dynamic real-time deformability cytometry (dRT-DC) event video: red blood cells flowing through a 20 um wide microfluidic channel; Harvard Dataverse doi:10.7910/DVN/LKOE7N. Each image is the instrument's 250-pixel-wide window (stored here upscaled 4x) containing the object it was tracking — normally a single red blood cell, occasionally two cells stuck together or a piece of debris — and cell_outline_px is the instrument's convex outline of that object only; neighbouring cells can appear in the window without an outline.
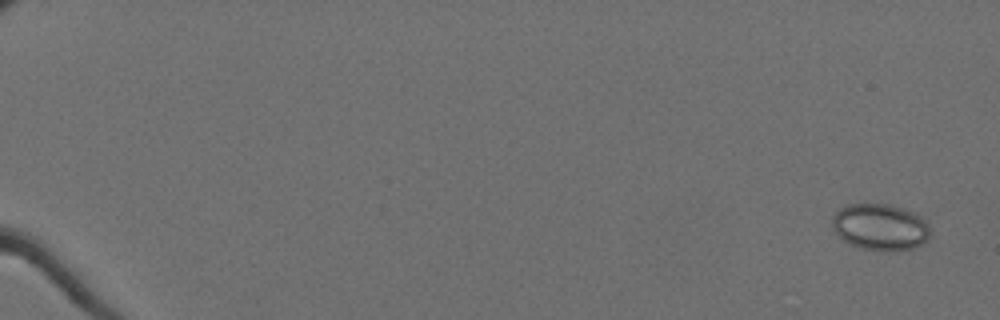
{"species": "Egyptian fruit bat (a non-hibernating species)", "species_latin": "Rousettus aegyptiacus", "temperature_condition": "cold", "stored_images_in_passage": 59, "camera_frame_rate_fps": 3000, "um_per_image_px": 0.085, "animal": {"sex": "female"}, "frame": {"image": 1, "passage_image": 1, "time_ms": 0.0, "image_size_px": [1000, 320], "cell_outline_px": [[928, 240], [912, 248], [892, 252], [880, 252], [860, 248], [848, 244], [836, 232], [832, 224], [832, 216], [840, 208], [848, 204], [888, 204], [904, 208], [920, 216], [928, 224]], "centroid_in_image_um": [74.8, 19.31], "position_along_channel_um": 10.2, "area_um2": 26.7}}
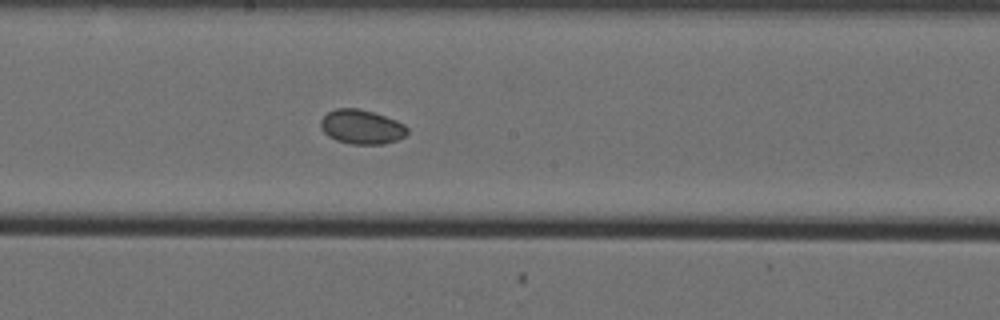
{"frame": {"image": 2, "passage_image": 35, "time_ms": 11.333, "image_size_px": [1000, 320], "cell_outline_px": [[408, 132], [404, 136], [396, 140], [384, 144], [352, 144], [336, 140], [328, 136], [320, 128], [320, 120], [328, 112], [336, 108], [356, 108], [372, 112], [396, 120], [404, 124], [408, 128]], "centroid_in_image_um": [30.72, 10.79], "position_along_channel_um": 217.5, "area_um2": 17.28}}
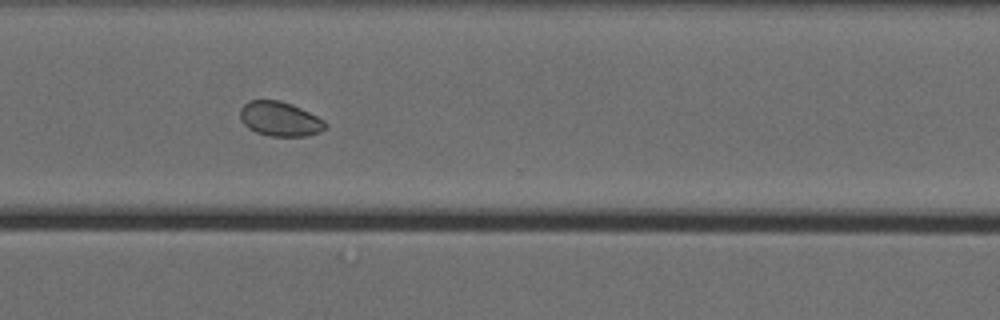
{"frame": {"image": 3, "passage_image": 46, "time_ms": 15.0, "image_size_px": [1000, 320], "cell_outline_px": [[328, 124], [320, 132], [308, 136], [268, 136], [256, 132], [248, 128], [240, 120], [240, 108], [248, 100], [280, 100], [292, 104], [324, 120]], "centroid_in_image_um": [23.77, 10.11], "position_along_channel_um": 346.8, "area_um2": 17.22}}